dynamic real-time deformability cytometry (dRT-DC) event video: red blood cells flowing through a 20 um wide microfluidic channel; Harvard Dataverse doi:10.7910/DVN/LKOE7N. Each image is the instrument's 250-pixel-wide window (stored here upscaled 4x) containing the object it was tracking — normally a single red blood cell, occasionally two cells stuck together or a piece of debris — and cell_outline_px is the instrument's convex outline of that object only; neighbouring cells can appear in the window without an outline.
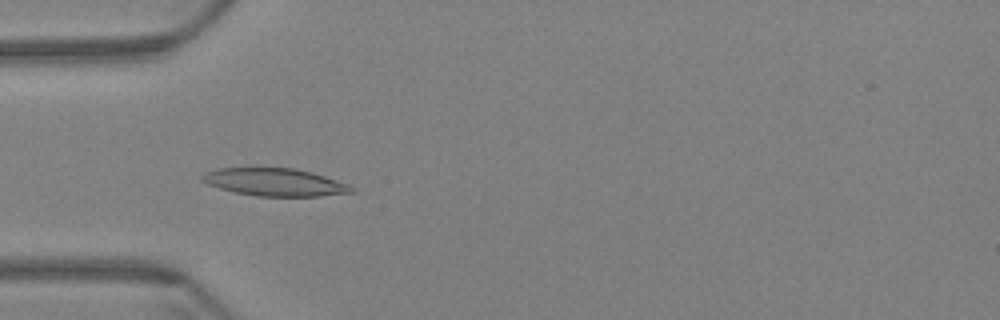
{"species": "Egyptian fruit bat (a non-hibernating species)", "species_latin": "Rousettus aegyptiacus", "temperature_condition": "warm", "stored_images_in_passage": 60, "camera_frame_rate_fps": 3000, "um_per_image_px": 0.085, "animal": {"sex": "female"}, "frame": {"image": 1, "passage_image": 19, "time_ms": 6.0, "image_size_px": [1000, 320], "cell_outline_px": [[356, 192], [320, 196], [256, 196], [236, 192], [220, 188], [208, 184], [200, 180], [200, 176], [204, 172], [220, 168], [292, 168], [312, 172], [348, 184], [356, 188]], "centroid_in_image_um": [23.37, 15.49], "position_along_channel_um": 61.6, "area_um2": 24.04}}
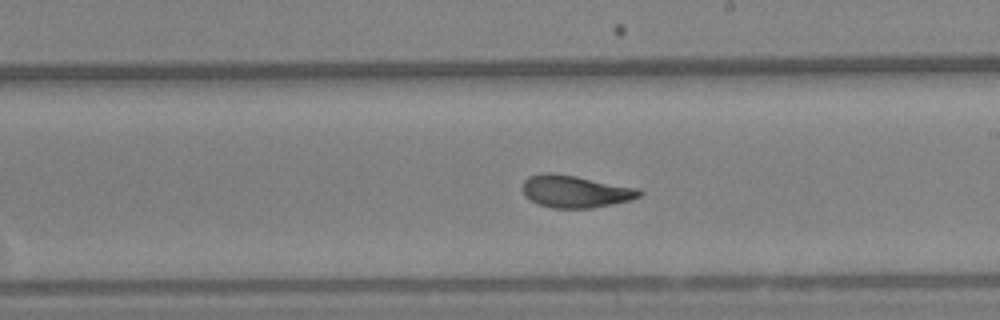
{"frame": {"image": 2, "passage_image": 35, "time_ms": 11.333, "image_size_px": [1000, 320], "cell_outline_px": [[644, 192], [640, 196], [632, 200], [592, 208], [552, 208], [540, 204], [524, 196], [520, 188], [524, 180], [528, 176], [544, 172], [552, 172], [576, 176], [640, 188]], "centroid_in_image_um": [48.9, 16.26], "position_along_channel_um": 240.1, "area_um2": 22.31}}
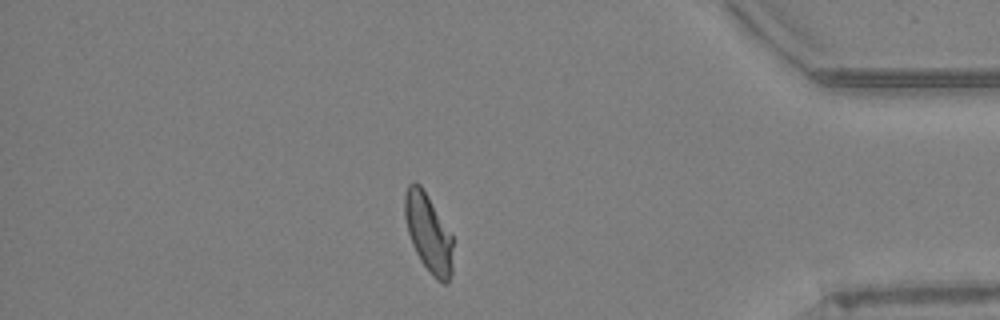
{"frame": {"image": 3, "passage_image": 52, "time_ms": 17.0, "image_size_px": [1000, 320], "cell_outline_px": [[452, 272], [448, 284], [444, 284], [436, 280], [432, 276], [420, 260], [412, 244], [408, 232], [404, 216], [404, 192], [408, 184], [412, 180], [416, 180], [420, 184], [428, 196], [452, 236]], "centroid_in_image_um": [36.39, 19.79], "position_along_channel_um": 398.8, "area_um2": 22.14}, "authors_computed_cell_mechanics": {"area_um2": 22.3397, "velocity_mm_per_s": 3.3873, "shape_relaxation_time_tau1_ms": 5.8551, "shape_relaxation_time_tau2_ms": 1.491, "deformation_change_tau1": 0.1686, "deformation_change_tau2": 0.065}}